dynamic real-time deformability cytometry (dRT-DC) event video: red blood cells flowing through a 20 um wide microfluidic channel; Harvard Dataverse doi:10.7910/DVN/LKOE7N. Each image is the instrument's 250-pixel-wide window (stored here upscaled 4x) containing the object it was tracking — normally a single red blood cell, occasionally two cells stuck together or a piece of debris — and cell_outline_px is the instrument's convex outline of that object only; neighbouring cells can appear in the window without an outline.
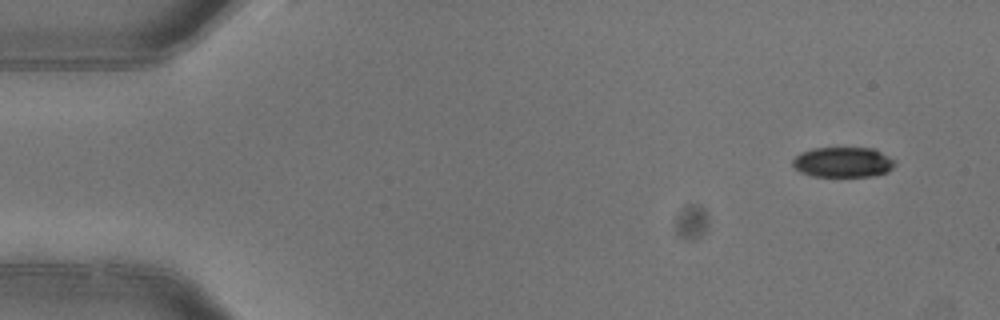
{"species": "common noctule bat (a hibernating species)", "species_latin": "Nyctalus noctula", "temperature_condition": "warm", "stored_images_in_passage": 4, "camera_frame_rate_fps": 3000, "um_per_image_px": 0.085, "animal": {"sex": "female"}, "frame": {"image": 1, "passage_image": 1, "time_ms": 0.0, "image_size_px": [1000, 320], "cell_outline_px": [[896, 164], [888, 172], [872, 176], [812, 176], [800, 172], [792, 168], [792, 160], [800, 152], [812, 148], [876, 148], [896, 160]], "centroid_in_image_um": [71.66, 13.78], "position_along_channel_um": 13.3, "area_um2": 18.32}}
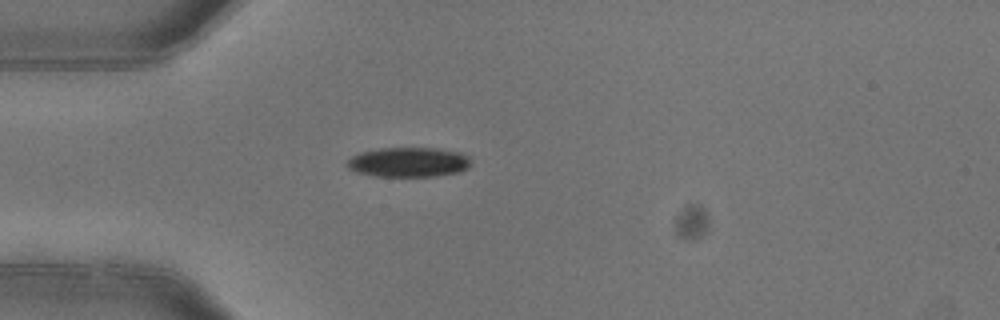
{"frame": {"image": 2, "passage_image": 4, "time_ms": 1.0, "image_size_px": [1000, 320], "cell_outline_px": [[468, 168], [460, 172], [436, 176], [376, 176], [356, 172], [348, 168], [344, 164], [352, 156], [360, 152], [380, 148], [436, 148], [460, 152], [468, 156]], "centroid_in_image_um": [34.69, 13.78], "position_along_channel_um": 50.3, "area_um2": 21.44}}